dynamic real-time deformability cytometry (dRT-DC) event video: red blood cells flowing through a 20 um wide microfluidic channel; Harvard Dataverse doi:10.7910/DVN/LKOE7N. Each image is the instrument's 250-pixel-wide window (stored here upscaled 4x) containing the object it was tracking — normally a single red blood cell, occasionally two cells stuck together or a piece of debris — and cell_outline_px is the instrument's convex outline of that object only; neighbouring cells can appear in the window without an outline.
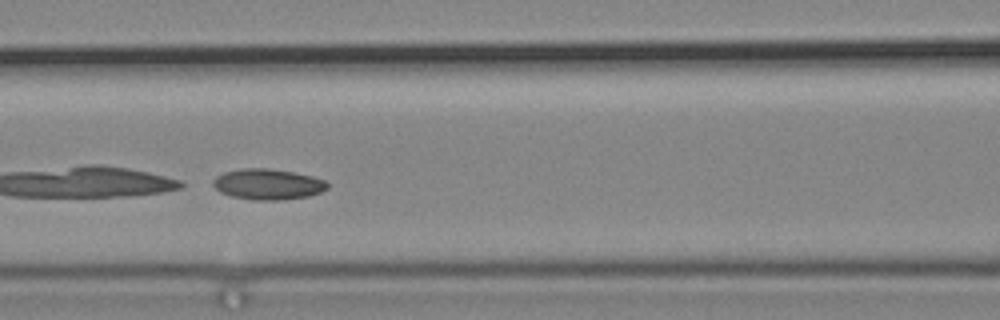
{"species": "common noctule bat (a hibernating species)", "species_latin": "Nyctalus noctula", "temperature_condition": "cold", "stored_images_in_passage": 46, "camera_frame_rate_fps": 3000, "um_per_image_px": 0.085, "animal": {"sex": "male", "body_mass_g": 19.2, "forearm_length_mm": 51.8}, "frame": {"image": 1, "passage_image": 17, "time_ms": 5.333, "image_size_px": [1000, 320], "cell_outline_px": [[328, 188], [320, 192], [308, 196], [280, 200], [256, 200], [232, 196], [220, 192], [212, 184], [212, 180], [216, 176], [224, 172], [244, 168], [268, 168], [292, 172], [312, 176], [324, 180], [328, 184]], "centroid_in_image_um": [22.75, 15.66], "position_along_channel_um": 143.9, "area_um2": 20.35}}
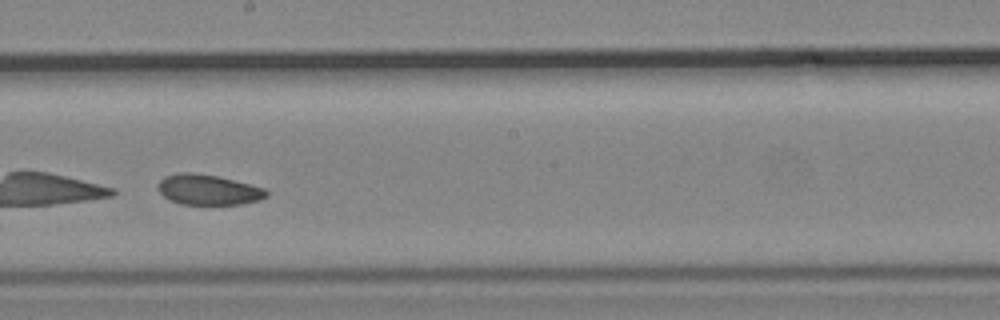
{"frame": {"image": 2, "passage_image": 24, "time_ms": 7.667, "image_size_px": [1000, 320], "cell_outline_px": [[268, 196], [260, 200], [240, 204], [180, 204], [168, 200], [156, 188], [160, 180], [164, 176], [180, 172], [192, 172], [216, 176], [264, 188], [268, 192]], "centroid_in_image_um": [17.66, 16.13], "position_along_channel_um": 230.5, "area_um2": 19.13}}
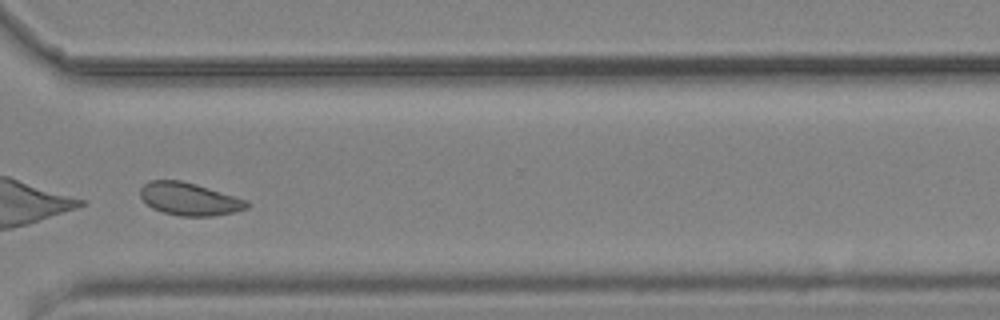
{"frame": {"image": 3, "passage_image": 34, "time_ms": 11.0, "image_size_px": [1000, 320], "cell_outline_px": [[252, 204], [248, 208], [232, 212], [212, 216], [180, 216], [164, 212], [152, 208], [140, 196], [140, 188], [148, 180], [180, 180], [196, 184], [248, 200]], "centroid_in_image_um": [16.11, 16.91], "position_along_channel_um": 354.5, "area_um2": 20.29}, "authors_computed_cell_mechanics": {"area_um2": 21.3282, "velocity_mm_per_s": 3.7155, "shape_relaxation_time_tau1_ms": 0.1811, "shape_relaxation_time_tau2_ms": 5.3018, "deformation_change_tau1": 0.2577, "deformation_change_tau2": 0.081}}